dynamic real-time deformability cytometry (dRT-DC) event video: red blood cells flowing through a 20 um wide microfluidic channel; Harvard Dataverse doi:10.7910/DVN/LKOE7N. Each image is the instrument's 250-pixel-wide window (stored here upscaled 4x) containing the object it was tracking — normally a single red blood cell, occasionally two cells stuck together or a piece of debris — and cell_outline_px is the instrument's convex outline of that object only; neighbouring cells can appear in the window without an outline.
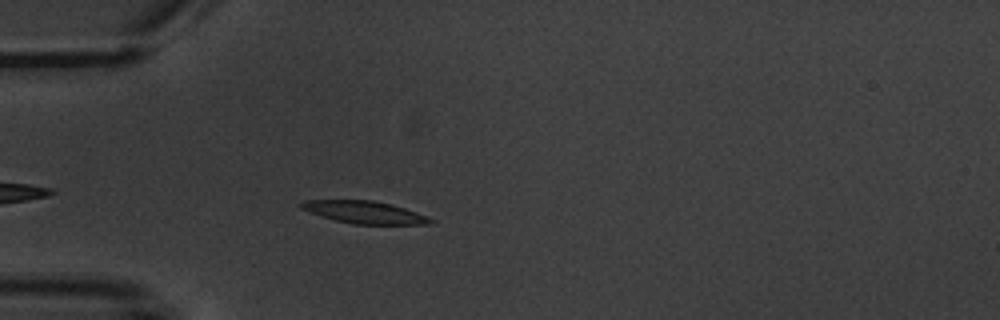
{"species": "common noctule bat (a hibernating species)", "species_latin": "Nyctalus noctula", "temperature_condition": "warm", "stored_images_in_passage": 4, "camera_frame_rate_fps": 3000, "um_per_image_px": 0.085, "animal": {"sex": "male", "body_mass_g": 20.1, "forearm_length_mm": 53.5}, "frame": {"image": 1, "passage_image": 4, "time_ms": 3.667, "image_size_px": [1000, 320], "cell_outline_px": [[436, 220], [432, 224], [352, 224], [336, 220], [308, 212], [300, 208], [296, 204], [304, 200], [376, 200], [392, 204], [416, 212]], "centroid_in_image_um": [30.96, 18.03], "position_along_channel_um": 54.0, "area_um2": 16.99}}